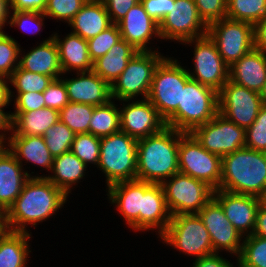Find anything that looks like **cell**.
I'll use <instances>...</instances> for the list:
<instances>
[{
  "instance_id": "be15d7a7",
  "label": "cell",
  "mask_w": 266,
  "mask_h": 267,
  "mask_svg": "<svg viewBox=\"0 0 266 267\" xmlns=\"http://www.w3.org/2000/svg\"><path fill=\"white\" fill-rule=\"evenodd\" d=\"M87 1H103V0H87Z\"/></svg>"
},
{
  "instance_id": "8992f818",
  "label": "cell",
  "mask_w": 266,
  "mask_h": 267,
  "mask_svg": "<svg viewBox=\"0 0 266 267\" xmlns=\"http://www.w3.org/2000/svg\"><path fill=\"white\" fill-rule=\"evenodd\" d=\"M190 79L178 60L164 57L157 65L147 99L166 120L181 105L182 89Z\"/></svg>"
},
{
  "instance_id": "94428289",
  "label": "cell",
  "mask_w": 266,
  "mask_h": 267,
  "mask_svg": "<svg viewBox=\"0 0 266 267\" xmlns=\"http://www.w3.org/2000/svg\"><path fill=\"white\" fill-rule=\"evenodd\" d=\"M261 202L266 205V190L263 196L261 197Z\"/></svg>"
},
{
  "instance_id": "4dcf8cb0",
  "label": "cell",
  "mask_w": 266,
  "mask_h": 267,
  "mask_svg": "<svg viewBox=\"0 0 266 267\" xmlns=\"http://www.w3.org/2000/svg\"><path fill=\"white\" fill-rule=\"evenodd\" d=\"M11 114V135L43 136L46 130L59 120V111L48 107Z\"/></svg>"
},
{
  "instance_id": "6125c7cd",
  "label": "cell",
  "mask_w": 266,
  "mask_h": 267,
  "mask_svg": "<svg viewBox=\"0 0 266 267\" xmlns=\"http://www.w3.org/2000/svg\"><path fill=\"white\" fill-rule=\"evenodd\" d=\"M5 31H3V30H0V36L4 33Z\"/></svg>"
},
{
  "instance_id": "74e56055",
  "label": "cell",
  "mask_w": 266,
  "mask_h": 267,
  "mask_svg": "<svg viewBox=\"0 0 266 267\" xmlns=\"http://www.w3.org/2000/svg\"><path fill=\"white\" fill-rule=\"evenodd\" d=\"M52 81L53 79L50 76L33 73L21 69L19 66L9 77V84L15 88L16 93H43Z\"/></svg>"
},
{
  "instance_id": "680465c9",
  "label": "cell",
  "mask_w": 266,
  "mask_h": 267,
  "mask_svg": "<svg viewBox=\"0 0 266 267\" xmlns=\"http://www.w3.org/2000/svg\"><path fill=\"white\" fill-rule=\"evenodd\" d=\"M6 212L0 209V238L8 231Z\"/></svg>"
},
{
  "instance_id": "ac0fdd59",
  "label": "cell",
  "mask_w": 266,
  "mask_h": 267,
  "mask_svg": "<svg viewBox=\"0 0 266 267\" xmlns=\"http://www.w3.org/2000/svg\"><path fill=\"white\" fill-rule=\"evenodd\" d=\"M213 197L220 203L229 222L242 236L253 234L261 198L221 189L214 190Z\"/></svg>"
},
{
  "instance_id": "484cf974",
  "label": "cell",
  "mask_w": 266,
  "mask_h": 267,
  "mask_svg": "<svg viewBox=\"0 0 266 267\" xmlns=\"http://www.w3.org/2000/svg\"><path fill=\"white\" fill-rule=\"evenodd\" d=\"M20 57L21 69L50 76L53 80L63 74L57 44L52 36Z\"/></svg>"
},
{
  "instance_id": "603a6c76",
  "label": "cell",
  "mask_w": 266,
  "mask_h": 267,
  "mask_svg": "<svg viewBox=\"0 0 266 267\" xmlns=\"http://www.w3.org/2000/svg\"><path fill=\"white\" fill-rule=\"evenodd\" d=\"M229 80L259 93L266 82V55L253 48L229 67Z\"/></svg>"
},
{
  "instance_id": "7402d4cb",
  "label": "cell",
  "mask_w": 266,
  "mask_h": 267,
  "mask_svg": "<svg viewBox=\"0 0 266 267\" xmlns=\"http://www.w3.org/2000/svg\"><path fill=\"white\" fill-rule=\"evenodd\" d=\"M6 145H0V209L7 212L32 176L24 171Z\"/></svg>"
},
{
  "instance_id": "ee69618b",
  "label": "cell",
  "mask_w": 266,
  "mask_h": 267,
  "mask_svg": "<svg viewBox=\"0 0 266 267\" xmlns=\"http://www.w3.org/2000/svg\"><path fill=\"white\" fill-rule=\"evenodd\" d=\"M12 12L8 24H10V27H19L22 32L36 34L44 25L43 19L46 18V16L42 12L19 10H13Z\"/></svg>"
},
{
  "instance_id": "ffe728a7",
  "label": "cell",
  "mask_w": 266,
  "mask_h": 267,
  "mask_svg": "<svg viewBox=\"0 0 266 267\" xmlns=\"http://www.w3.org/2000/svg\"><path fill=\"white\" fill-rule=\"evenodd\" d=\"M117 25L121 39L131 44L138 52L153 51L147 44L153 36L160 39L159 24L148 15L141 2L129 9Z\"/></svg>"
},
{
  "instance_id": "836d02e7",
  "label": "cell",
  "mask_w": 266,
  "mask_h": 267,
  "mask_svg": "<svg viewBox=\"0 0 266 267\" xmlns=\"http://www.w3.org/2000/svg\"><path fill=\"white\" fill-rule=\"evenodd\" d=\"M226 18L255 25L266 18V0H227Z\"/></svg>"
},
{
  "instance_id": "db71d44e",
  "label": "cell",
  "mask_w": 266,
  "mask_h": 267,
  "mask_svg": "<svg viewBox=\"0 0 266 267\" xmlns=\"http://www.w3.org/2000/svg\"><path fill=\"white\" fill-rule=\"evenodd\" d=\"M4 107L6 106H0V145H5L4 143H7L6 131L7 134L9 131H12V114H10V112H4Z\"/></svg>"
},
{
  "instance_id": "d6a6232c",
  "label": "cell",
  "mask_w": 266,
  "mask_h": 267,
  "mask_svg": "<svg viewBox=\"0 0 266 267\" xmlns=\"http://www.w3.org/2000/svg\"><path fill=\"white\" fill-rule=\"evenodd\" d=\"M120 131V110L113 100L94 107L89 133L102 138Z\"/></svg>"
},
{
  "instance_id": "ba28073f",
  "label": "cell",
  "mask_w": 266,
  "mask_h": 267,
  "mask_svg": "<svg viewBox=\"0 0 266 267\" xmlns=\"http://www.w3.org/2000/svg\"><path fill=\"white\" fill-rule=\"evenodd\" d=\"M172 216L198 214L213 198L214 189L204 181L177 172L161 183Z\"/></svg>"
},
{
  "instance_id": "4fadbf2b",
  "label": "cell",
  "mask_w": 266,
  "mask_h": 267,
  "mask_svg": "<svg viewBox=\"0 0 266 267\" xmlns=\"http://www.w3.org/2000/svg\"><path fill=\"white\" fill-rule=\"evenodd\" d=\"M207 30L194 0H171L170 13L159 23L161 40H177L181 44L206 35Z\"/></svg>"
},
{
  "instance_id": "b9f144b4",
  "label": "cell",
  "mask_w": 266,
  "mask_h": 267,
  "mask_svg": "<svg viewBox=\"0 0 266 267\" xmlns=\"http://www.w3.org/2000/svg\"><path fill=\"white\" fill-rule=\"evenodd\" d=\"M86 2L87 0H47L43 13L48 18L62 20L69 24Z\"/></svg>"
},
{
  "instance_id": "c3c4849f",
  "label": "cell",
  "mask_w": 266,
  "mask_h": 267,
  "mask_svg": "<svg viewBox=\"0 0 266 267\" xmlns=\"http://www.w3.org/2000/svg\"><path fill=\"white\" fill-rule=\"evenodd\" d=\"M140 0H103L112 23L117 24Z\"/></svg>"
},
{
  "instance_id": "6da1fadb",
  "label": "cell",
  "mask_w": 266,
  "mask_h": 267,
  "mask_svg": "<svg viewBox=\"0 0 266 267\" xmlns=\"http://www.w3.org/2000/svg\"><path fill=\"white\" fill-rule=\"evenodd\" d=\"M67 195L46 177H30L14 204L6 212L10 231L29 233L28 224L37 225L59 212ZM27 225V226H26Z\"/></svg>"
},
{
  "instance_id": "8fae6325",
  "label": "cell",
  "mask_w": 266,
  "mask_h": 267,
  "mask_svg": "<svg viewBox=\"0 0 266 267\" xmlns=\"http://www.w3.org/2000/svg\"><path fill=\"white\" fill-rule=\"evenodd\" d=\"M207 34L230 67L254 48V25L224 18L208 25Z\"/></svg>"
},
{
  "instance_id": "bcb514c9",
  "label": "cell",
  "mask_w": 266,
  "mask_h": 267,
  "mask_svg": "<svg viewBox=\"0 0 266 267\" xmlns=\"http://www.w3.org/2000/svg\"><path fill=\"white\" fill-rule=\"evenodd\" d=\"M45 107L60 111L68 103L67 89L62 78L54 79L43 92Z\"/></svg>"
},
{
  "instance_id": "91938a15",
  "label": "cell",
  "mask_w": 266,
  "mask_h": 267,
  "mask_svg": "<svg viewBox=\"0 0 266 267\" xmlns=\"http://www.w3.org/2000/svg\"><path fill=\"white\" fill-rule=\"evenodd\" d=\"M259 96L261 98L262 104L266 106V82L264 83L261 91L259 92Z\"/></svg>"
},
{
  "instance_id": "52a82bcc",
  "label": "cell",
  "mask_w": 266,
  "mask_h": 267,
  "mask_svg": "<svg viewBox=\"0 0 266 267\" xmlns=\"http://www.w3.org/2000/svg\"><path fill=\"white\" fill-rule=\"evenodd\" d=\"M159 237L167 245L195 259L215 253L210 234L198 214L172 216L167 229Z\"/></svg>"
},
{
  "instance_id": "e0dca14e",
  "label": "cell",
  "mask_w": 266,
  "mask_h": 267,
  "mask_svg": "<svg viewBox=\"0 0 266 267\" xmlns=\"http://www.w3.org/2000/svg\"><path fill=\"white\" fill-rule=\"evenodd\" d=\"M120 107V131L137 140L160 132L166 127L165 120L148 99L122 100ZM124 102H129L125 104Z\"/></svg>"
},
{
  "instance_id": "30bf717a",
  "label": "cell",
  "mask_w": 266,
  "mask_h": 267,
  "mask_svg": "<svg viewBox=\"0 0 266 267\" xmlns=\"http://www.w3.org/2000/svg\"><path fill=\"white\" fill-rule=\"evenodd\" d=\"M179 172L219 189L222 157L204 149L191 133L179 131Z\"/></svg>"
},
{
  "instance_id": "cb8c5ba5",
  "label": "cell",
  "mask_w": 266,
  "mask_h": 267,
  "mask_svg": "<svg viewBox=\"0 0 266 267\" xmlns=\"http://www.w3.org/2000/svg\"><path fill=\"white\" fill-rule=\"evenodd\" d=\"M171 217L161 184H152L143 194L142 212H139V231L157 228L160 236L167 229Z\"/></svg>"
},
{
  "instance_id": "277c9868",
  "label": "cell",
  "mask_w": 266,
  "mask_h": 267,
  "mask_svg": "<svg viewBox=\"0 0 266 267\" xmlns=\"http://www.w3.org/2000/svg\"><path fill=\"white\" fill-rule=\"evenodd\" d=\"M218 113V92L190 78L182 89L181 105H178L165 123L180 132L191 133Z\"/></svg>"
},
{
  "instance_id": "11a10c76",
  "label": "cell",
  "mask_w": 266,
  "mask_h": 267,
  "mask_svg": "<svg viewBox=\"0 0 266 267\" xmlns=\"http://www.w3.org/2000/svg\"><path fill=\"white\" fill-rule=\"evenodd\" d=\"M253 234L266 238V205L262 202L257 211L256 224Z\"/></svg>"
},
{
  "instance_id": "83f0119b",
  "label": "cell",
  "mask_w": 266,
  "mask_h": 267,
  "mask_svg": "<svg viewBox=\"0 0 266 267\" xmlns=\"http://www.w3.org/2000/svg\"><path fill=\"white\" fill-rule=\"evenodd\" d=\"M112 24L103 1H87L68 25L73 29L72 33L88 41Z\"/></svg>"
},
{
  "instance_id": "d6986e66",
  "label": "cell",
  "mask_w": 266,
  "mask_h": 267,
  "mask_svg": "<svg viewBox=\"0 0 266 267\" xmlns=\"http://www.w3.org/2000/svg\"><path fill=\"white\" fill-rule=\"evenodd\" d=\"M153 183L138 179L120 181L108 186V199L134 231H139V212H142L143 194Z\"/></svg>"
},
{
  "instance_id": "6f0895ef",
  "label": "cell",
  "mask_w": 266,
  "mask_h": 267,
  "mask_svg": "<svg viewBox=\"0 0 266 267\" xmlns=\"http://www.w3.org/2000/svg\"><path fill=\"white\" fill-rule=\"evenodd\" d=\"M10 9L9 1H0V30L4 29L6 23H9L8 17H10L11 14Z\"/></svg>"
},
{
  "instance_id": "ab89813d",
  "label": "cell",
  "mask_w": 266,
  "mask_h": 267,
  "mask_svg": "<svg viewBox=\"0 0 266 267\" xmlns=\"http://www.w3.org/2000/svg\"><path fill=\"white\" fill-rule=\"evenodd\" d=\"M22 50L18 42L6 34L0 36V75L10 77L19 66ZM20 54V55H19Z\"/></svg>"
},
{
  "instance_id": "4316f807",
  "label": "cell",
  "mask_w": 266,
  "mask_h": 267,
  "mask_svg": "<svg viewBox=\"0 0 266 267\" xmlns=\"http://www.w3.org/2000/svg\"><path fill=\"white\" fill-rule=\"evenodd\" d=\"M7 138V148L16 157L17 161L22 165L25 160L34 165L37 164L41 168H45L47 172L52 168L54 157L50 153L45 144L43 136H25V135H9Z\"/></svg>"
},
{
  "instance_id": "1f68e13d",
  "label": "cell",
  "mask_w": 266,
  "mask_h": 267,
  "mask_svg": "<svg viewBox=\"0 0 266 267\" xmlns=\"http://www.w3.org/2000/svg\"><path fill=\"white\" fill-rule=\"evenodd\" d=\"M30 233L8 230L0 238V267H27Z\"/></svg>"
},
{
  "instance_id": "816d5d0a",
  "label": "cell",
  "mask_w": 266,
  "mask_h": 267,
  "mask_svg": "<svg viewBox=\"0 0 266 267\" xmlns=\"http://www.w3.org/2000/svg\"><path fill=\"white\" fill-rule=\"evenodd\" d=\"M192 267H234V266L233 263L220 256L218 253H214L202 258L195 259Z\"/></svg>"
},
{
  "instance_id": "7c38bea8",
  "label": "cell",
  "mask_w": 266,
  "mask_h": 267,
  "mask_svg": "<svg viewBox=\"0 0 266 267\" xmlns=\"http://www.w3.org/2000/svg\"><path fill=\"white\" fill-rule=\"evenodd\" d=\"M194 44V72L188 74L191 79L219 92L229 80V66L222 59L216 44L208 34L183 42ZM191 43V44H190Z\"/></svg>"
},
{
  "instance_id": "d4e9b609",
  "label": "cell",
  "mask_w": 266,
  "mask_h": 267,
  "mask_svg": "<svg viewBox=\"0 0 266 267\" xmlns=\"http://www.w3.org/2000/svg\"><path fill=\"white\" fill-rule=\"evenodd\" d=\"M57 34H52V37L57 44L63 75L72 70L76 73L92 71L93 62L88 52V41L72 32L63 40Z\"/></svg>"
},
{
  "instance_id": "44dd1931",
  "label": "cell",
  "mask_w": 266,
  "mask_h": 267,
  "mask_svg": "<svg viewBox=\"0 0 266 267\" xmlns=\"http://www.w3.org/2000/svg\"><path fill=\"white\" fill-rule=\"evenodd\" d=\"M76 78H63L69 102L99 106L112 100L111 85L93 71L76 73Z\"/></svg>"
},
{
  "instance_id": "f35d334b",
  "label": "cell",
  "mask_w": 266,
  "mask_h": 267,
  "mask_svg": "<svg viewBox=\"0 0 266 267\" xmlns=\"http://www.w3.org/2000/svg\"><path fill=\"white\" fill-rule=\"evenodd\" d=\"M71 151L86 165L98 167L100 138L90 133L75 134Z\"/></svg>"
},
{
  "instance_id": "681fc988",
  "label": "cell",
  "mask_w": 266,
  "mask_h": 267,
  "mask_svg": "<svg viewBox=\"0 0 266 267\" xmlns=\"http://www.w3.org/2000/svg\"><path fill=\"white\" fill-rule=\"evenodd\" d=\"M144 10L158 24L170 13L171 0H140Z\"/></svg>"
},
{
  "instance_id": "9a60e30c",
  "label": "cell",
  "mask_w": 266,
  "mask_h": 267,
  "mask_svg": "<svg viewBox=\"0 0 266 267\" xmlns=\"http://www.w3.org/2000/svg\"><path fill=\"white\" fill-rule=\"evenodd\" d=\"M219 113L240 127L248 128L263 106L258 92L228 80L218 92Z\"/></svg>"
},
{
  "instance_id": "9c48e42d",
  "label": "cell",
  "mask_w": 266,
  "mask_h": 267,
  "mask_svg": "<svg viewBox=\"0 0 266 267\" xmlns=\"http://www.w3.org/2000/svg\"><path fill=\"white\" fill-rule=\"evenodd\" d=\"M158 51H140L128 62L122 74L111 85L112 99L132 100L139 95L147 99L153 74L164 56Z\"/></svg>"
},
{
  "instance_id": "7dc6e473",
  "label": "cell",
  "mask_w": 266,
  "mask_h": 267,
  "mask_svg": "<svg viewBox=\"0 0 266 267\" xmlns=\"http://www.w3.org/2000/svg\"><path fill=\"white\" fill-rule=\"evenodd\" d=\"M15 111L12 113H22L45 108V98L41 92L17 93L14 99Z\"/></svg>"
},
{
  "instance_id": "3957f363",
  "label": "cell",
  "mask_w": 266,
  "mask_h": 267,
  "mask_svg": "<svg viewBox=\"0 0 266 267\" xmlns=\"http://www.w3.org/2000/svg\"><path fill=\"white\" fill-rule=\"evenodd\" d=\"M219 189L261 198L266 190V152L243 147L223 156Z\"/></svg>"
},
{
  "instance_id": "8d00e7d4",
  "label": "cell",
  "mask_w": 266,
  "mask_h": 267,
  "mask_svg": "<svg viewBox=\"0 0 266 267\" xmlns=\"http://www.w3.org/2000/svg\"><path fill=\"white\" fill-rule=\"evenodd\" d=\"M75 133L60 119L49 127L43 138L48 150L55 158L63 153L71 151Z\"/></svg>"
},
{
  "instance_id": "5b68a950",
  "label": "cell",
  "mask_w": 266,
  "mask_h": 267,
  "mask_svg": "<svg viewBox=\"0 0 266 267\" xmlns=\"http://www.w3.org/2000/svg\"><path fill=\"white\" fill-rule=\"evenodd\" d=\"M138 140L119 131L100 138L98 168L111 184L136 179Z\"/></svg>"
},
{
  "instance_id": "7a4b0ae2",
  "label": "cell",
  "mask_w": 266,
  "mask_h": 267,
  "mask_svg": "<svg viewBox=\"0 0 266 267\" xmlns=\"http://www.w3.org/2000/svg\"><path fill=\"white\" fill-rule=\"evenodd\" d=\"M178 148L179 131L168 126L139 139L136 179L161 184L179 172Z\"/></svg>"
},
{
  "instance_id": "60d3db41",
  "label": "cell",
  "mask_w": 266,
  "mask_h": 267,
  "mask_svg": "<svg viewBox=\"0 0 266 267\" xmlns=\"http://www.w3.org/2000/svg\"><path fill=\"white\" fill-rule=\"evenodd\" d=\"M121 40L120 30L117 24L102 31L100 34L88 40V52L92 62L104 56Z\"/></svg>"
},
{
  "instance_id": "f1b7e54d",
  "label": "cell",
  "mask_w": 266,
  "mask_h": 267,
  "mask_svg": "<svg viewBox=\"0 0 266 267\" xmlns=\"http://www.w3.org/2000/svg\"><path fill=\"white\" fill-rule=\"evenodd\" d=\"M137 53L131 44L121 39L108 53L93 62L92 71L112 85Z\"/></svg>"
},
{
  "instance_id": "f5cc1de1",
  "label": "cell",
  "mask_w": 266,
  "mask_h": 267,
  "mask_svg": "<svg viewBox=\"0 0 266 267\" xmlns=\"http://www.w3.org/2000/svg\"><path fill=\"white\" fill-rule=\"evenodd\" d=\"M254 48L266 55V18L254 25Z\"/></svg>"
},
{
  "instance_id": "f907efd6",
  "label": "cell",
  "mask_w": 266,
  "mask_h": 267,
  "mask_svg": "<svg viewBox=\"0 0 266 267\" xmlns=\"http://www.w3.org/2000/svg\"><path fill=\"white\" fill-rule=\"evenodd\" d=\"M11 11H35L44 12L47 5V0H9Z\"/></svg>"
},
{
  "instance_id": "d590c367",
  "label": "cell",
  "mask_w": 266,
  "mask_h": 267,
  "mask_svg": "<svg viewBox=\"0 0 266 267\" xmlns=\"http://www.w3.org/2000/svg\"><path fill=\"white\" fill-rule=\"evenodd\" d=\"M238 267H266V238L254 234L244 237Z\"/></svg>"
},
{
  "instance_id": "9f6ffc18",
  "label": "cell",
  "mask_w": 266,
  "mask_h": 267,
  "mask_svg": "<svg viewBox=\"0 0 266 267\" xmlns=\"http://www.w3.org/2000/svg\"><path fill=\"white\" fill-rule=\"evenodd\" d=\"M7 79V80H6ZM9 78L0 75V106H9L12 101L13 93L8 86Z\"/></svg>"
},
{
  "instance_id": "5bb4252c",
  "label": "cell",
  "mask_w": 266,
  "mask_h": 267,
  "mask_svg": "<svg viewBox=\"0 0 266 267\" xmlns=\"http://www.w3.org/2000/svg\"><path fill=\"white\" fill-rule=\"evenodd\" d=\"M191 134L204 149L221 157L245 147L246 129L220 113L196 127Z\"/></svg>"
},
{
  "instance_id": "e575fe53",
  "label": "cell",
  "mask_w": 266,
  "mask_h": 267,
  "mask_svg": "<svg viewBox=\"0 0 266 267\" xmlns=\"http://www.w3.org/2000/svg\"><path fill=\"white\" fill-rule=\"evenodd\" d=\"M95 106L69 102L59 111V119L75 134L89 133V123Z\"/></svg>"
},
{
  "instance_id": "7bdbcfd3",
  "label": "cell",
  "mask_w": 266,
  "mask_h": 267,
  "mask_svg": "<svg viewBox=\"0 0 266 267\" xmlns=\"http://www.w3.org/2000/svg\"><path fill=\"white\" fill-rule=\"evenodd\" d=\"M245 147L266 152V106H262L255 121L246 128Z\"/></svg>"
},
{
  "instance_id": "f546056e",
  "label": "cell",
  "mask_w": 266,
  "mask_h": 267,
  "mask_svg": "<svg viewBox=\"0 0 266 267\" xmlns=\"http://www.w3.org/2000/svg\"><path fill=\"white\" fill-rule=\"evenodd\" d=\"M86 168L87 166L72 151H69L54 158L51 168L53 175L39 177H46L68 196L73 185L85 176Z\"/></svg>"
},
{
  "instance_id": "f6af8a7d",
  "label": "cell",
  "mask_w": 266,
  "mask_h": 267,
  "mask_svg": "<svg viewBox=\"0 0 266 267\" xmlns=\"http://www.w3.org/2000/svg\"><path fill=\"white\" fill-rule=\"evenodd\" d=\"M202 20L211 23L226 18L227 0H194Z\"/></svg>"
},
{
  "instance_id": "2e32d148",
  "label": "cell",
  "mask_w": 266,
  "mask_h": 267,
  "mask_svg": "<svg viewBox=\"0 0 266 267\" xmlns=\"http://www.w3.org/2000/svg\"><path fill=\"white\" fill-rule=\"evenodd\" d=\"M198 215L210 234L213 251L219 253L225 250L238 257L244 236L229 222L220 203L213 197Z\"/></svg>"
}]
</instances>
